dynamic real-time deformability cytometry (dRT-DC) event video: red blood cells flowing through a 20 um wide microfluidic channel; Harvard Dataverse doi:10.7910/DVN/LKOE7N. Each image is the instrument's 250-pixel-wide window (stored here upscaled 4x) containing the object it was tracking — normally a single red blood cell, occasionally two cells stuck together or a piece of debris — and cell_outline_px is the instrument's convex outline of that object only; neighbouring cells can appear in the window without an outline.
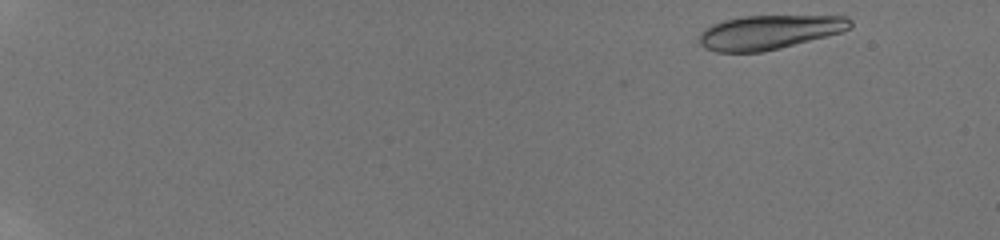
{"species": "human", "species_latin": "Homo sapiens", "temperature_condition": "room temperature", "stored_images_in_passage": 27, "camera_frame_rate_fps": 3000, "um_per_image_px": 0.085, "donor": {"sex": "male"}, "frame": {"image": 1, "passage_image": 4, "time_ms": 0.667, "image_size_px": [1000, 240], "cell_outline_px": [[852, 24], [848, 28], [840, 32], [780, 48], [764, 52], [716, 52], [704, 48], [700, 44], [700, 32], [704, 28], [712, 24], [724, 20], [744, 16], [848, 16], [852, 20]], "centroid_in_image_um": [65.33, 2.74], "position_along_channel_um": 19.7, "area_um2": 29.88}}
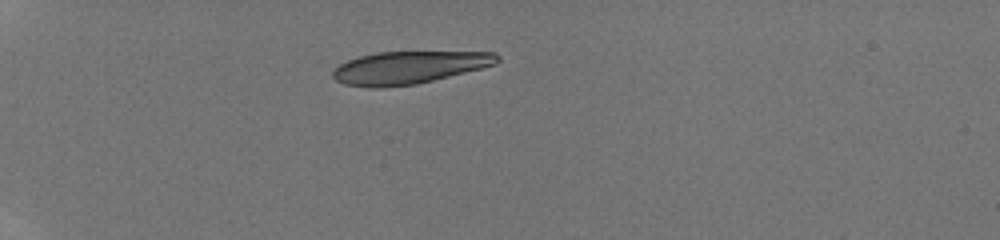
{"frame": {"image": 2, "passage_image": 23, "time_ms": 4.667, "image_size_px": [1000, 240], "cell_outline_px": [[500, 60], [496, 64], [416, 84], [380, 88], [372, 88], [344, 84], [336, 80], [332, 76], [332, 72], [340, 64], [348, 60], [360, 56], [376, 52], [496, 52], [500, 56]], "centroid_in_image_um": [34.74, 5.74], "position_along_channel_um": 50.3, "area_um2": 30.98}}